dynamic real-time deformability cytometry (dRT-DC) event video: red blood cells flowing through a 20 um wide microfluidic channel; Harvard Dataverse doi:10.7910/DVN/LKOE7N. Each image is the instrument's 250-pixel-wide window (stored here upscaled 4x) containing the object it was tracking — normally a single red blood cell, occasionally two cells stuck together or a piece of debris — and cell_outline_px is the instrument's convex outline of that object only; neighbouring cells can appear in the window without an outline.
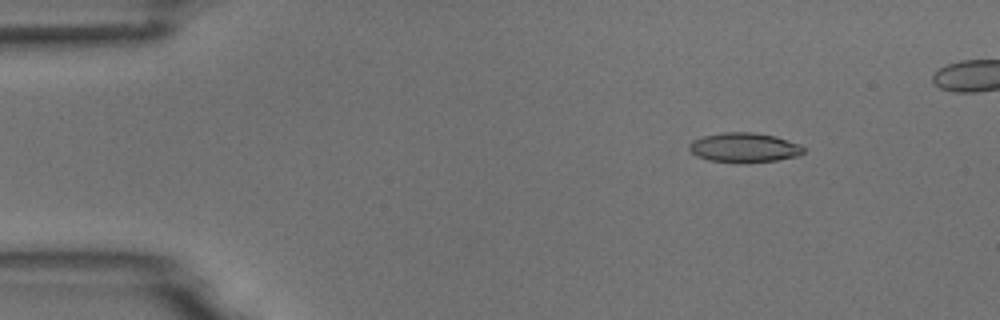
{"species": "common noctule bat (a hibernating species)", "species_latin": "Nyctalus noctula", "temperature_condition": "room temperature", "stored_images_in_passage": 50, "camera_frame_rate_fps": 3000, "um_per_image_px": 0.085, "animal": {"sex": "male", "body_mass_g": 18.8}, "frame": {"image": 1, "passage_image": 7, "time_ms": 2.0, "image_size_px": [1000, 320], "cell_outline_px": [[804, 152], [800, 156], [776, 160], [740, 164], [708, 160], [696, 156], [688, 148], [688, 144], [692, 140], [704, 136], [724, 132], [752, 132], [776, 136], [800, 144], [804, 148]], "centroid_in_image_um": [63.25, 12.56], "position_along_channel_um": 21.7, "area_um2": 20.06}}
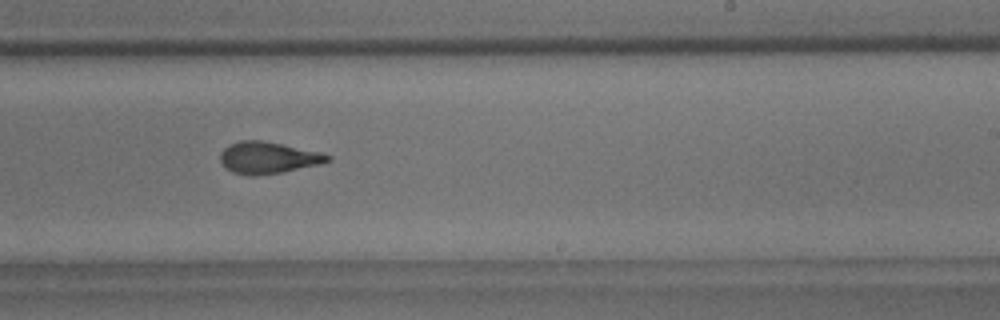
{"frame": {"image": 2, "passage_image": 33, "time_ms": 10.667, "image_size_px": [1000, 320], "cell_outline_px": [[332, 160], [320, 164], [280, 172], [256, 176], [252, 176], [232, 172], [224, 168], [220, 160], [220, 152], [224, 148], [240, 140], [264, 140], [320, 152], [332, 156]], "centroid_in_image_um": [22.77, 13.4], "position_along_channel_um": 266.2, "area_um2": 19.88}}
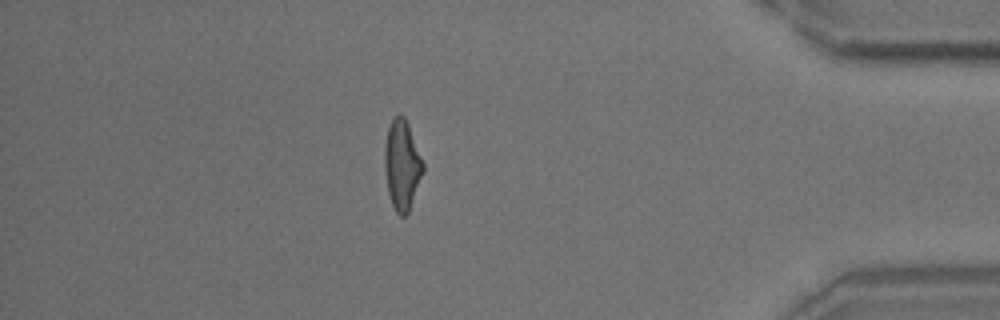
{"frame": {"image": 3, "passage_image": 47, "time_ms": 15.333, "image_size_px": [1000, 320], "cell_outline_px": [[424, 172], [408, 212], [404, 216], [400, 216], [396, 212], [392, 204], [388, 192], [384, 168], [384, 144], [388, 128], [392, 120], [396, 116], [404, 116], [408, 124], [424, 164]], "centroid_in_image_um": [34.16, 14.04], "position_along_channel_um": 401.0, "area_um2": 20.0}}